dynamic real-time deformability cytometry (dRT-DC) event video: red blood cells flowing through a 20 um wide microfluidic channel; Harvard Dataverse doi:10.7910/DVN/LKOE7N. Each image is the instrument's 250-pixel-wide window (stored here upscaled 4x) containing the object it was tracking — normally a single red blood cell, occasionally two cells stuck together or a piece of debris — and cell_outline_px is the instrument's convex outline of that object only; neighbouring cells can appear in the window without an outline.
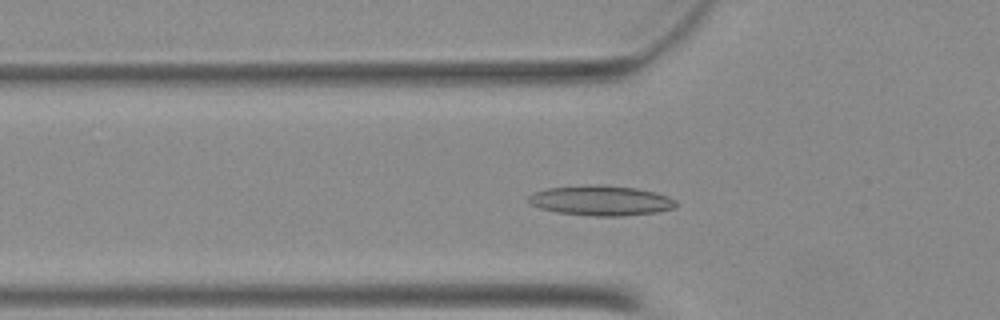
{"species": "Egyptian fruit bat (a non-hibernating species)", "species_latin": "Rousettus aegyptiacus", "temperature_condition": "warm", "stored_images_in_passage": 39, "camera_frame_rate_fps": 3000, "um_per_image_px": 0.085, "animal": {"sex": "female"}, "frame": {"image": 1, "passage_image": 5, "time_ms": 1.333, "image_size_px": [1000, 320], "cell_outline_px": [[676, 204], [672, 208], [656, 212], [620, 216], [592, 216], [556, 212], [540, 208], [532, 204], [528, 200], [528, 196], [532, 192], [548, 188], [588, 184], [600, 184], [636, 188], [656, 192], [668, 196], [676, 200]], "centroid_in_image_um": [51.06, 17.03], "position_along_channel_um": 74.7, "area_um2": 25.89}}
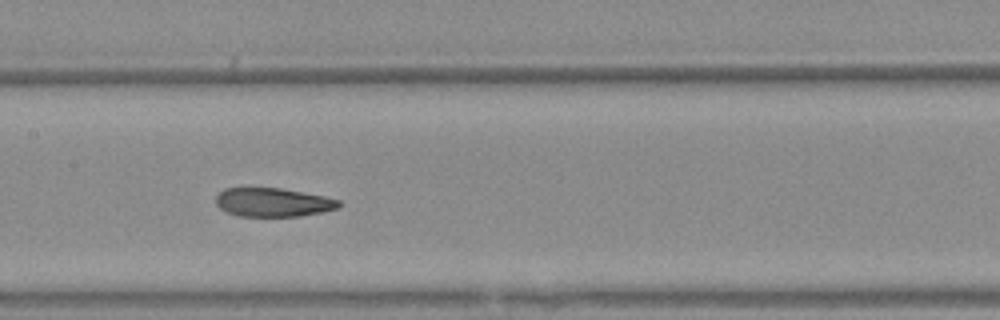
{"frame": {"image": 2, "passage_image": 13, "time_ms": 4.0, "image_size_px": [1000, 320], "cell_outline_px": [[344, 204], [340, 208], [324, 212], [300, 216], [240, 216], [224, 212], [216, 204], [216, 196], [224, 188], [280, 188], [324, 196], [340, 200]], "centroid_in_image_um": [23.24, 17.2], "position_along_channel_um": 184.2, "area_um2": 20.81}}
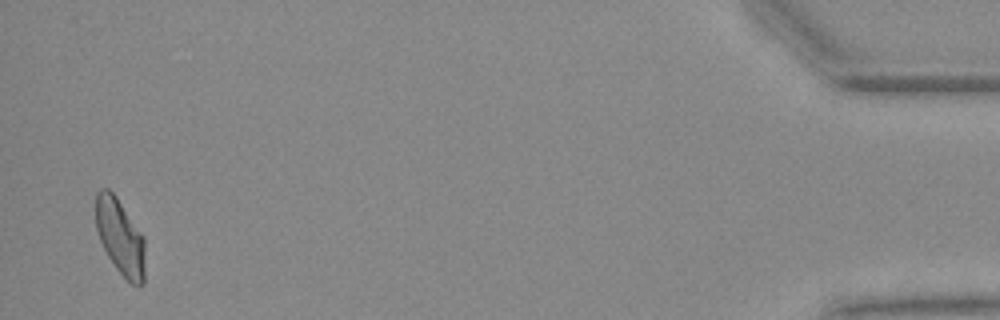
{"frame": {"image": 3, "passage_image": 37, "time_ms": 12.0, "image_size_px": [1000, 320], "cell_outline_px": [[144, 284], [140, 288], [132, 284], [116, 268], [108, 256], [100, 240], [96, 228], [96, 192], [100, 188], [108, 188], [116, 196], [144, 236]], "centroid_in_image_um": [10.22, 20.14], "position_along_channel_um": 425.0, "area_um2": 21.79}}